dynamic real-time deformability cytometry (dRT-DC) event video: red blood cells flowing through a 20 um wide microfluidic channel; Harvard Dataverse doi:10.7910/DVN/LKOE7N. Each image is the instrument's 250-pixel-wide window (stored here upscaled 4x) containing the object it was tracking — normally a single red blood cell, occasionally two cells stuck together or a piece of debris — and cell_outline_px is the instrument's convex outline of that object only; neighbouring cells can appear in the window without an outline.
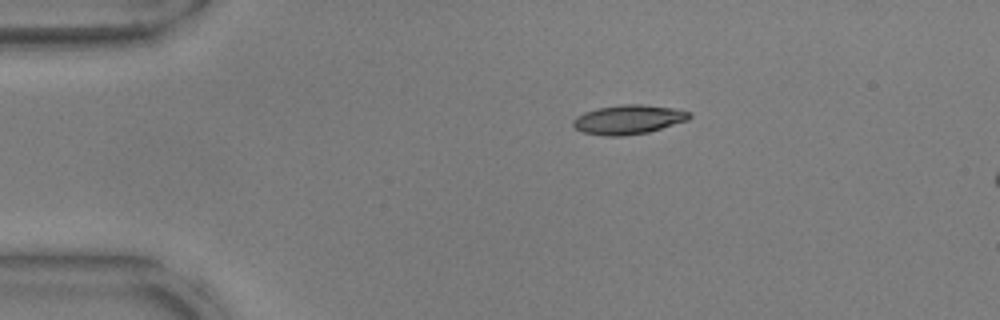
{"species": "common noctule bat (a hibernating species)", "species_latin": "Nyctalus noctula", "temperature_condition": "warm", "stored_images_in_passage": 6, "camera_frame_rate_fps": 3000, "um_per_image_px": 0.085, "animal": {"sex": "male", "body_mass_g": 17.9, "forearm_length_mm": 54.2}, "frame": {"image": 1, "passage_image": 1, "time_ms": 0.0, "image_size_px": [1000, 320], "cell_outline_px": [[692, 116], [688, 120], [648, 132], [624, 136], [604, 136], [584, 132], [576, 128], [572, 124], [572, 120], [576, 116], [584, 112], [596, 108], [620, 104], [640, 104], [672, 108], [692, 112]], "centroid_in_image_um": [53.4, 10.15], "position_along_channel_um": 31.6, "area_um2": 19.88}}